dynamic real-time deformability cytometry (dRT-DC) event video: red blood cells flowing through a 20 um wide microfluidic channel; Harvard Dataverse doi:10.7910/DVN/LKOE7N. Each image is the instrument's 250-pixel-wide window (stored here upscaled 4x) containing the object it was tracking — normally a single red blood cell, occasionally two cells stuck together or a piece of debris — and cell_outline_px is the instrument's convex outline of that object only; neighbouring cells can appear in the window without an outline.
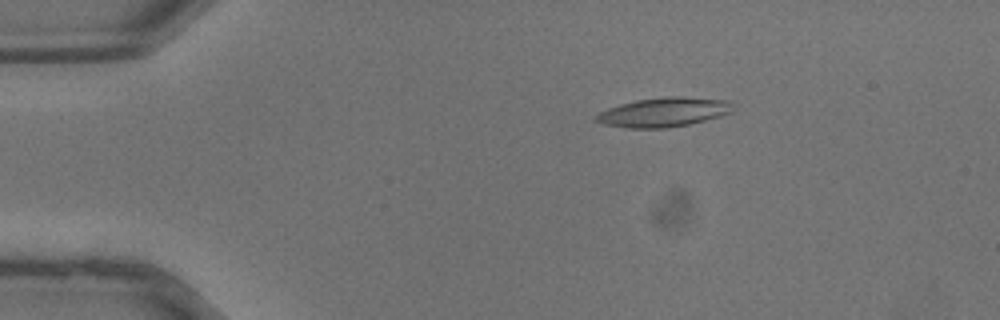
{"species": "common noctule bat (a hibernating species)", "species_latin": "Nyctalus noctula", "temperature_condition": "warm", "stored_images_in_passage": 37, "camera_frame_rate_fps": 3000, "um_per_image_px": 0.085, "animal": {"sex": "male", "body_mass_g": 13.3}, "frame": {"image": 1, "passage_image": 7, "time_ms": 2.0, "image_size_px": [1000, 320], "cell_outline_px": [[732, 112], [720, 116], [688, 124], [668, 128], [628, 128], [604, 124], [596, 120], [596, 116], [600, 112], [608, 108], [620, 104], [636, 100], [664, 96], [684, 96], [724, 100], [728, 104]], "centroid_in_image_um": [56.37, 9.53], "position_along_channel_um": 28.6, "area_um2": 23.0}}
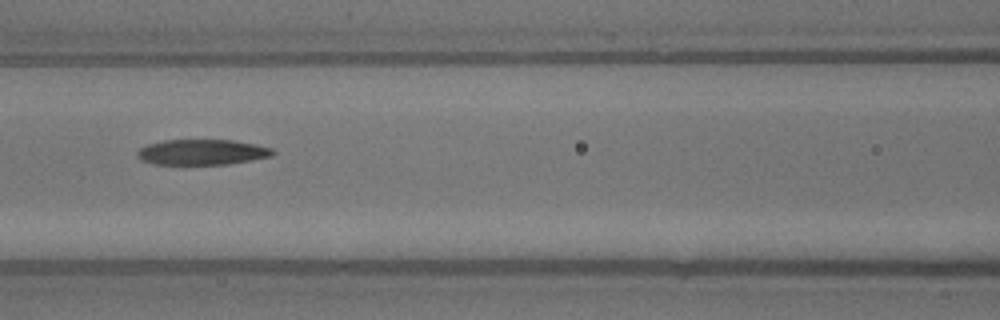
{"frame": {"image": 2, "passage_image": 17, "time_ms": 5.333, "image_size_px": [1000, 320], "cell_outline_px": [[276, 152], [272, 156], [228, 164], [152, 164], [140, 160], [136, 156], [136, 152], [140, 148], [148, 144], [164, 140], [232, 140], [256, 144], [272, 148]], "centroid_in_image_um": [17.16, 12.93], "position_along_channel_um": 149.4, "area_um2": 20.17}}
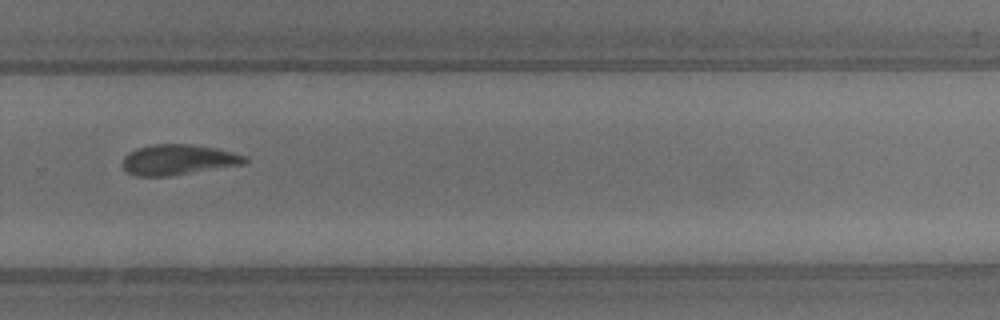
{"frame": {"image": 3, "passage_image": 26, "time_ms": 8.333, "image_size_px": [1000, 320], "cell_outline_px": [[248, 164], [168, 176], [136, 176], [128, 172], [120, 164], [124, 156], [128, 152], [136, 148], [152, 144], [188, 144], [216, 148], [248, 156]], "centroid_in_image_um": [15.16, 13.57], "position_along_channel_um": 314.6, "area_um2": 21.96}}